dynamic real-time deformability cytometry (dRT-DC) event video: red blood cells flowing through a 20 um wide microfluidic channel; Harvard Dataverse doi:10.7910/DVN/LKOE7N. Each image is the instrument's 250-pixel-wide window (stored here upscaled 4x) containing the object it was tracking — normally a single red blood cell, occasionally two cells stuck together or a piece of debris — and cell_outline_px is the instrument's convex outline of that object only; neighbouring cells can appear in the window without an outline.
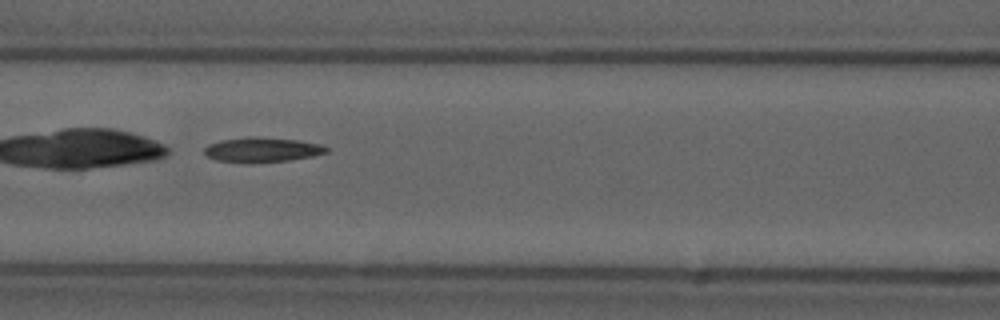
{"species": "common noctule bat (a hibernating species)", "species_latin": "Nyctalus noctula", "temperature_condition": "cold", "stored_images_in_passage": 31, "camera_frame_rate_fps": 3000, "um_per_image_px": 0.085, "animal": {"sex": "male", "forearm_length_mm": 52.5}, "frame": {"image": 1, "passage_image": 9, "time_ms": 2.667, "image_size_px": [1000, 320], "cell_outline_px": [[328, 152], [312, 156], [288, 160], [248, 164], [216, 160], [208, 156], [204, 152], [204, 148], [208, 144], [220, 140], [244, 136], [256, 136], [300, 140], [320, 144], [328, 148]], "centroid_in_image_um": [22.24, 12.72], "position_along_channel_um": 144.4, "area_um2": 17.98}}
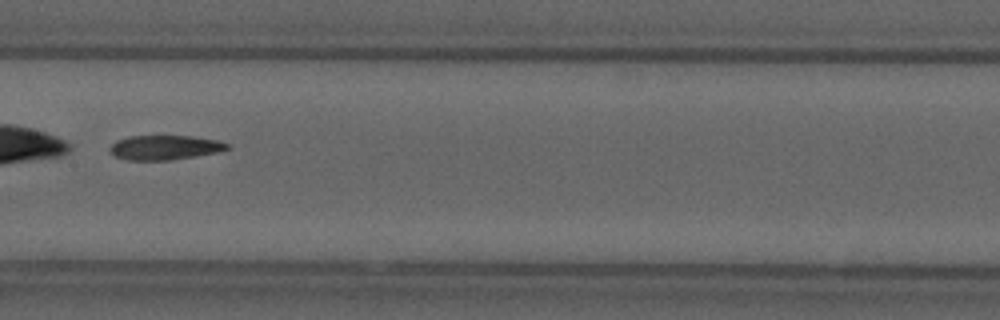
{"frame": {"image": 2, "passage_image": 13, "time_ms": 4.0, "image_size_px": [1000, 320], "cell_outline_px": [[232, 148], [216, 152], [196, 156], [172, 160], [128, 160], [116, 156], [108, 148], [116, 140], [128, 136], [192, 136], [216, 140], [232, 144]], "centroid_in_image_um": [14.04, 12.53], "position_along_channel_um": 193.4, "area_um2": 16.82}, "authors_computed_cell_mechanics": {"area_um2": 17.629, "velocity_mm_per_s": 3.6943, "shape_relaxation_time_tau1_ms": 8.0216, "shape_relaxation_time_tau2_ms": 6.2467, "deformation_change_tau1": 0.1706, "deformation_change_tau2": 0.1421}}